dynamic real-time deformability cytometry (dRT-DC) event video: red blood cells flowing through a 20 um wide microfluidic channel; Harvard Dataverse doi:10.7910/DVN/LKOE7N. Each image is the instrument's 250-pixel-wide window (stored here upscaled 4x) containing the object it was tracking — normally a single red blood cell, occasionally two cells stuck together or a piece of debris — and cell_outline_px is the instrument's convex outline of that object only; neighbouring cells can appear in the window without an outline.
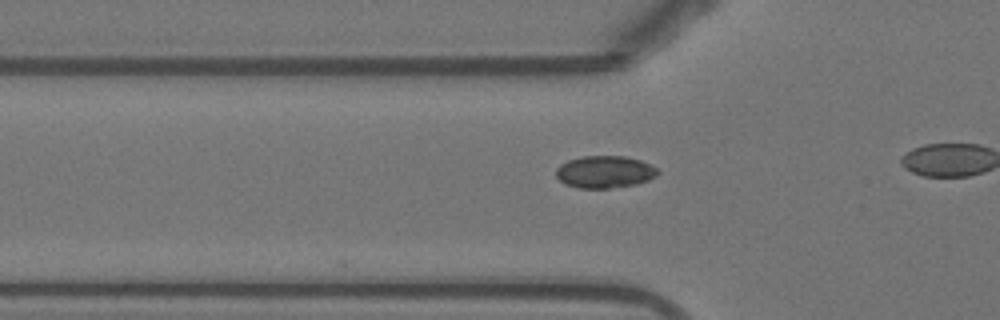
{"species": "Egyptian fruit bat (a non-hibernating species)", "species_latin": "Rousettus aegyptiacus", "temperature_condition": "warm", "stored_images_in_passage": 8, "camera_frame_rate_fps": 3000, "um_per_image_px": 0.085, "animal": {"sex": "female"}, "frame": {"image": 1, "passage_image": 3, "time_ms": 0.667, "image_size_px": [1000, 320], "cell_outline_px": [[660, 172], [656, 176], [648, 180], [636, 184], [608, 188], [580, 188], [564, 184], [556, 176], [556, 168], [560, 164], [568, 160], [580, 156], [624, 156], [640, 160], [656, 168]], "centroid_in_image_um": [51.37, 14.6], "position_along_channel_um": 74.4, "area_um2": 19.07}}
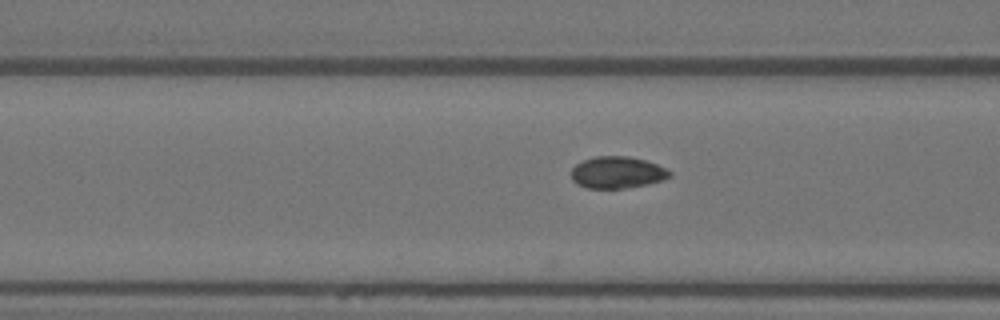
{"frame": {"image": 2, "passage_image": 6, "time_ms": 1.667, "image_size_px": [1000, 320], "cell_outline_px": [[672, 176], [664, 180], [648, 184], [624, 188], [588, 188], [576, 184], [572, 180], [572, 168], [576, 164], [584, 160], [596, 156], [628, 156], [644, 160], [656, 164], [672, 172]], "centroid_in_image_um": [52.47, 14.66], "position_along_channel_um": 114.1, "area_um2": 18.21}}